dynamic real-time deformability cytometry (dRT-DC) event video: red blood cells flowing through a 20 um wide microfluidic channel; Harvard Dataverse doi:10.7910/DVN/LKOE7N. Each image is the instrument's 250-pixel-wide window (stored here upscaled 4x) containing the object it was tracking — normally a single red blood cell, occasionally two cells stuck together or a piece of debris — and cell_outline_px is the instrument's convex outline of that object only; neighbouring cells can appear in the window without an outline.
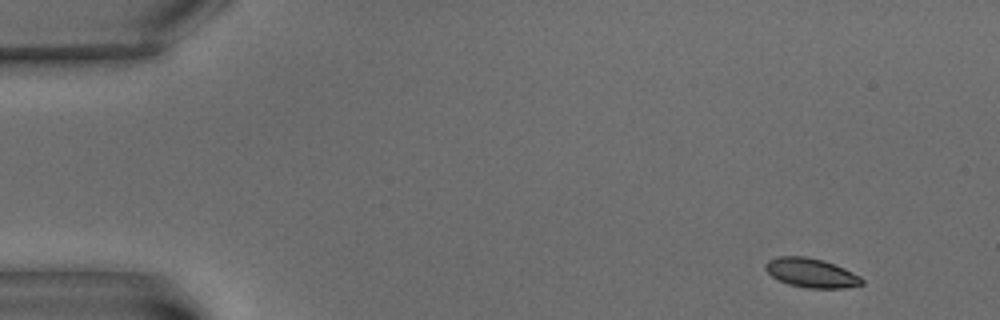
{"species": "common noctule bat (a hibernating species)", "species_latin": "Nyctalus noctula", "temperature_condition": "warm", "stored_images_in_passage": 8, "camera_frame_rate_fps": 3000, "um_per_image_px": 0.085, "animal": {"sex": "male", "body_mass_g": 15.6}, "frame": {"image": 1, "passage_image": 1, "time_ms": 0.0, "image_size_px": [1000, 320], "cell_outline_px": [[864, 284], [844, 288], [808, 288], [788, 284], [772, 276], [764, 268], [764, 264], [768, 260], [776, 256], [808, 256], [824, 260], [844, 268], [860, 276], [864, 280]], "centroid_in_image_um": [68.95, 23.18], "position_along_channel_um": 16.0, "area_um2": 16.53}}
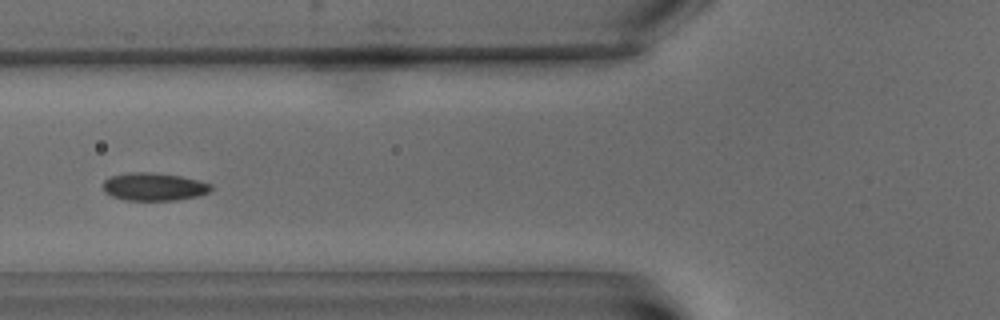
{"frame": {"image": 2, "passage_image": 7, "time_ms": 7.0, "image_size_px": [1000, 320], "cell_outline_px": [[212, 188], [208, 192], [200, 196], [176, 200], [124, 200], [112, 196], [104, 192], [104, 180], [112, 176], [128, 172], [152, 172], [180, 176], [200, 180], [212, 184]], "centroid_in_image_um": [13.11, 15.87], "position_along_channel_um": 112.7, "area_um2": 17.63}}